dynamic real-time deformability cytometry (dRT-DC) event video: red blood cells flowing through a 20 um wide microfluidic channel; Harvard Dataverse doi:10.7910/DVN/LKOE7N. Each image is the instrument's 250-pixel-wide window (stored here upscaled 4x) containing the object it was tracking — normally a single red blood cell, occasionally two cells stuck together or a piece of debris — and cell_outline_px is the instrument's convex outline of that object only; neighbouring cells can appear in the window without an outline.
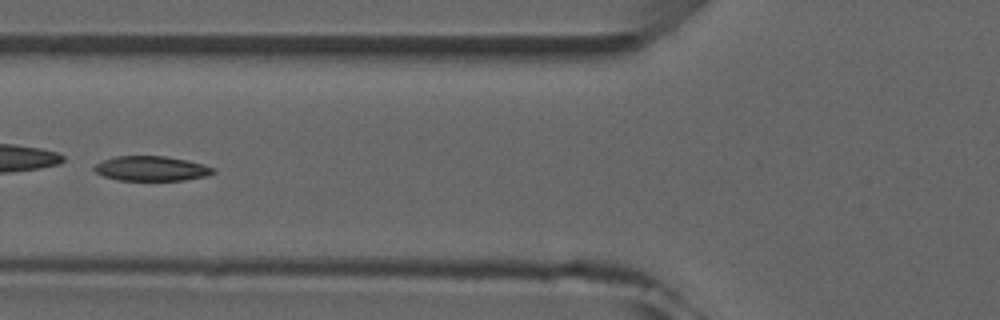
{"species": "common noctule bat (a hibernating species)", "species_latin": "Nyctalus noctula", "temperature_condition": "room temperature", "stored_images_in_passage": 5, "camera_frame_rate_fps": 3000, "um_per_image_px": 0.085, "animal": {"sex": "male", "forearm_length_mm": 52.5}, "frame": {"image": 1, "passage_image": 5, "time_ms": 4.333, "image_size_px": [1000, 320], "cell_outline_px": [[216, 172], [204, 176], [184, 180], [116, 180], [104, 176], [96, 172], [92, 168], [100, 160], [116, 156], [164, 156], [188, 160], [204, 164], [216, 168]], "centroid_in_image_um": [12.86, 14.32], "position_along_channel_um": 112.9, "area_um2": 17.28}}